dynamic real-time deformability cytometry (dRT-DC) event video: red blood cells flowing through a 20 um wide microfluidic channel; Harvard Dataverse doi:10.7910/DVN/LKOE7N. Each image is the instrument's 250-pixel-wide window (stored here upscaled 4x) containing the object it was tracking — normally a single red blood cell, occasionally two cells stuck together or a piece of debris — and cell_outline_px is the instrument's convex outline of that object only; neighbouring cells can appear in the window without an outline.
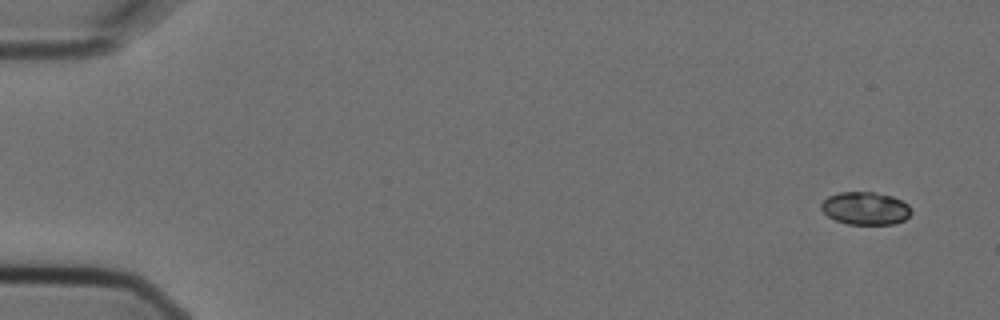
{"species": "Egyptian fruit bat (a non-hibernating species)", "species_latin": "Rousettus aegyptiacus", "temperature_condition": "cold", "stored_images_in_passage": 5, "camera_frame_rate_fps": 3000, "um_per_image_px": 0.085, "animal": {"sex": "female"}, "frame": {"image": 1, "passage_image": 1, "time_ms": 0.0, "image_size_px": [1000, 320], "cell_outline_px": [[912, 212], [904, 220], [892, 224], [848, 224], [836, 220], [828, 216], [820, 208], [820, 204], [828, 196], [840, 192], [872, 192], [892, 196], [908, 204]], "centroid_in_image_um": [73.55, 17.7], "position_along_channel_um": 11.5, "area_um2": 17.11}}
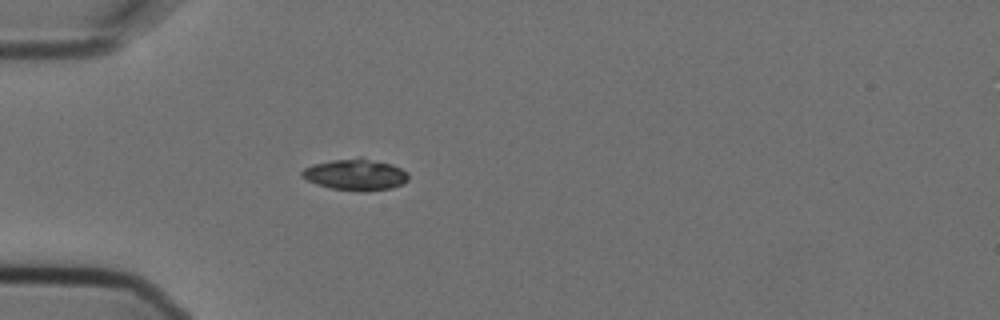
{"frame": {"image": 2, "passage_image": 5, "time_ms": 1.333, "image_size_px": [1000, 320], "cell_outline_px": [[408, 180], [404, 184], [392, 188], [364, 192], [332, 188], [316, 184], [300, 176], [300, 172], [304, 168], [312, 164], [332, 160], [360, 156], [392, 164], [408, 172]], "centroid_in_image_um": [30.23, 14.83], "position_along_channel_um": 54.8, "area_um2": 19.77}}